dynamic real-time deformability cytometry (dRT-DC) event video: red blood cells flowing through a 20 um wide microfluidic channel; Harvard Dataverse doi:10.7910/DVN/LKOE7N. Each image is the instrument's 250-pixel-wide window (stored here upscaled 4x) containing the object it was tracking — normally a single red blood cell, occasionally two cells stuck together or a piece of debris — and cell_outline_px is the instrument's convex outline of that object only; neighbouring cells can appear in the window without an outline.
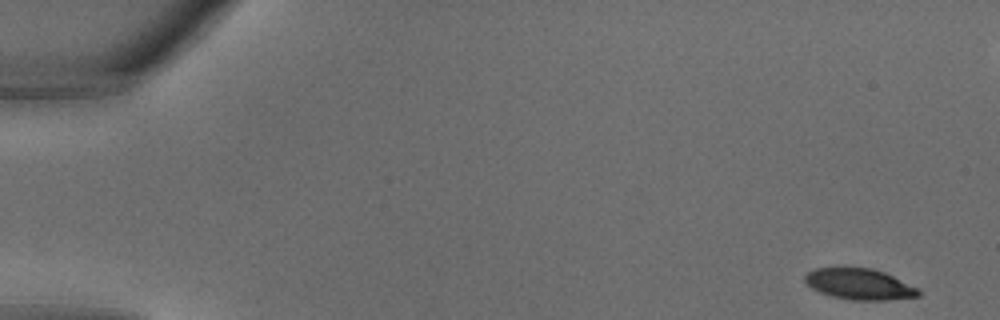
{"species": "common noctule bat (a hibernating species)", "species_latin": "Nyctalus noctula", "temperature_condition": "warm", "stored_images_in_passage": 34, "camera_frame_rate_fps": 3000, "um_per_image_px": 0.085, "animal": {"sex": "male", "body_mass_g": 18.8}, "frame": {"image": 1, "passage_image": 1, "time_ms": 0.0, "image_size_px": [1000, 320], "cell_outline_px": [[920, 296], [884, 300], [852, 300], [832, 296], [820, 292], [812, 288], [804, 280], [804, 276], [812, 268], [844, 264], [872, 268], [884, 272], [920, 288]], "centroid_in_image_um": [73.01, 24.09], "position_along_channel_um": 12.0, "area_um2": 21.33}}
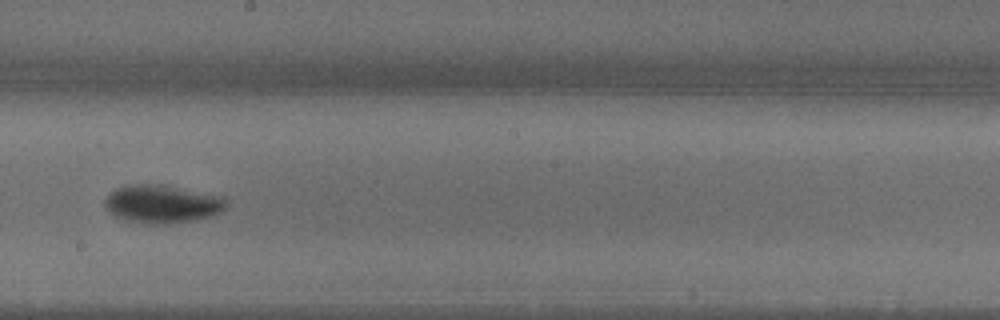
{"frame": {"image": 2, "passage_image": 19, "time_ms": 6.0, "image_size_px": [1000, 320], "cell_outline_px": [[228, 204], [220, 212], [212, 216], [196, 220], [168, 224], [148, 224], [128, 220], [116, 216], [104, 208], [104, 200], [116, 188], [136, 184], [160, 184], [224, 196], [228, 200]], "centroid_in_image_um": [13.82, 17.34], "position_along_channel_um": 234.4, "area_um2": 27.05}}
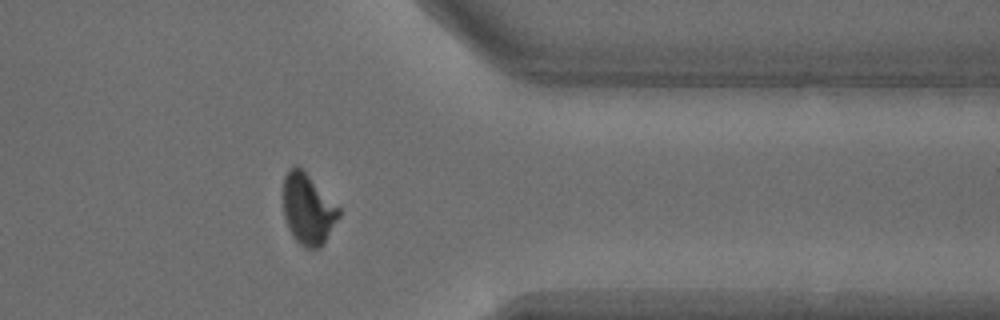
{"frame": {"image": 3, "passage_image": 27, "time_ms": 8.667, "image_size_px": [1000, 320], "cell_outline_px": [[340, 216], [324, 244], [320, 248], [304, 248], [296, 240], [288, 228], [284, 216], [284, 176], [292, 168], [300, 168], [340, 208]], "centroid_in_image_um": [26.19, 17.85], "position_along_channel_um": 385.2, "area_um2": 22.43}}